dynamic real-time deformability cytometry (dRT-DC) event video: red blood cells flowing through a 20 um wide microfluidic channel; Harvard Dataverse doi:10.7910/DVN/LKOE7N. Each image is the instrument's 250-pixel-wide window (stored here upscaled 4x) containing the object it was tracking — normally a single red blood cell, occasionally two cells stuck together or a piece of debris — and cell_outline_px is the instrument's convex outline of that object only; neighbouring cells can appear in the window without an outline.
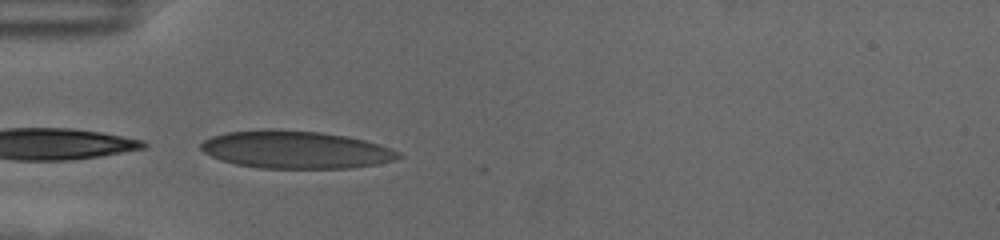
{"species": "human", "species_latin": "Homo sapiens", "temperature_condition": "cold", "stored_images_in_passage": 6, "camera_frame_rate_fps": 3000, "um_per_image_px": 0.085, "donor": {"sex": "female"}, "frame": {"image": 1, "passage_image": 1, "time_ms": 0.0, "image_size_px": [1000, 240], "cell_outline_px": [[404, 156], [396, 160], [376, 164], [352, 168], [256, 168], [236, 164], [220, 160], [204, 152], [200, 148], [200, 144], [204, 140], [212, 136], [224, 132], [260, 128], [264, 128], [320, 132], [344, 136], [364, 140], [380, 144], [400, 152]], "centroid_in_image_um": [25.11, 12.72], "position_along_channel_um": 59.9, "area_um2": 43.7}}
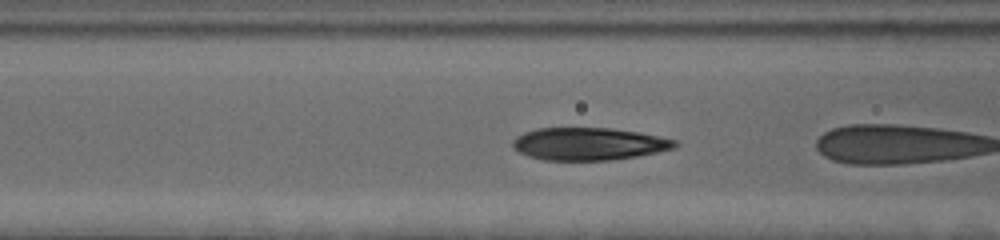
{"frame": {"image": 2, "passage_image": 4, "time_ms": 1.0, "image_size_px": [1000, 240], "cell_outline_px": [[680, 144], [676, 148], [636, 156], [612, 160], [544, 160], [528, 156], [512, 148], [512, 140], [516, 136], [524, 132], [536, 128], [612, 128], [640, 132], [676, 140]], "centroid_in_image_um": [50.04, 12.22], "position_along_channel_um": 116.6, "area_um2": 30.92}}